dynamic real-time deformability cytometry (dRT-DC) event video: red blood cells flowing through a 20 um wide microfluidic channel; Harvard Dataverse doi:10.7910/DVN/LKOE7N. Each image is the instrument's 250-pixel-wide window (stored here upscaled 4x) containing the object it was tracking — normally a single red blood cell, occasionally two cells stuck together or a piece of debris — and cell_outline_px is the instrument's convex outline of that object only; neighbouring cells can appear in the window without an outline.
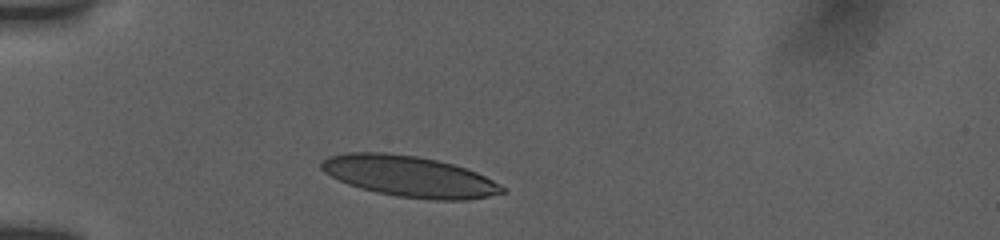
{"species": "human", "species_latin": "Homo sapiens", "temperature_condition": "room temperature", "stored_images_in_passage": 33, "camera_frame_rate_fps": 3000, "um_per_image_px": 0.085, "donor": {"sex": "female"}, "frame": {"image": 1, "passage_image": 1, "time_ms": 0.0, "image_size_px": [1000, 240], "cell_outline_px": [[508, 192], [488, 196], [464, 200], [432, 200], [396, 196], [376, 192], [360, 188], [348, 184], [324, 172], [320, 168], [320, 160], [328, 156], [344, 152], [384, 152], [416, 156], [436, 160], [452, 164], [476, 172], [492, 180], [504, 188]], "centroid_in_image_um": [34.75, 14.98], "position_along_channel_um": 50.3, "area_um2": 43.06}}
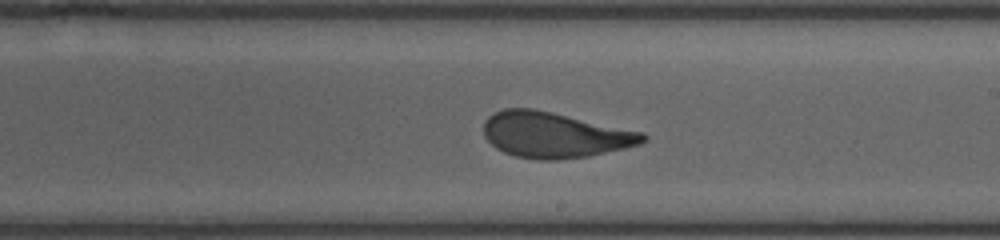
{"frame": {"image": 2, "passage_image": 18, "time_ms": 5.667, "image_size_px": [1000, 240], "cell_outline_px": [[648, 140], [640, 144], [624, 148], [588, 156], [556, 160], [536, 160], [516, 156], [504, 152], [496, 148], [484, 136], [484, 120], [492, 112], [504, 108], [532, 108], [552, 112], [644, 132], [648, 136]], "centroid_in_image_um": [47.13, 11.46], "position_along_channel_um": 241.9, "area_um2": 42.48}}
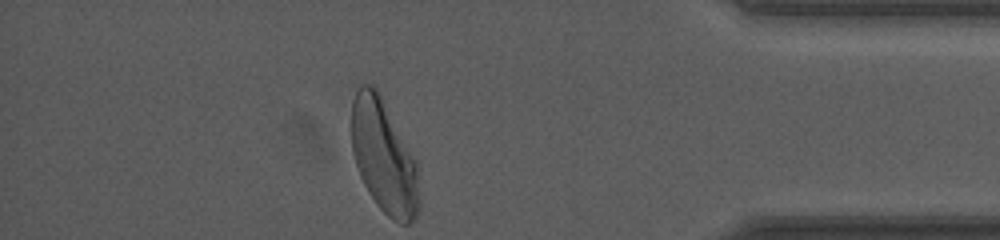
{"frame": {"image": 3, "passage_image": 33, "time_ms": 10.667, "image_size_px": [1000, 240], "cell_outline_px": [[420, 208], [416, 216], [408, 224], [400, 224], [392, 220], [376, 204], [368, 192], [360, 176], [352, 152], [352, 100], [360, 84], [372, 84], [380, 92], [416, 160], [420, 200]], "centroid_in_image_um": [32.64, 13.31], "position_along_channel_um": 402.6, "area_um2": 45.03}, "authors_computed_cell_mechanics": {"area_um2": 42.4252, "velocity_mm_per_s": 3.8074, "shape_relaxation_time_tau1_ms": 4.024, "shape_relaxation_time_tau2_ms": 0.8355, "deformation_change_tau1": 0.1823, "deformation_change_tau2": 0.0763}}